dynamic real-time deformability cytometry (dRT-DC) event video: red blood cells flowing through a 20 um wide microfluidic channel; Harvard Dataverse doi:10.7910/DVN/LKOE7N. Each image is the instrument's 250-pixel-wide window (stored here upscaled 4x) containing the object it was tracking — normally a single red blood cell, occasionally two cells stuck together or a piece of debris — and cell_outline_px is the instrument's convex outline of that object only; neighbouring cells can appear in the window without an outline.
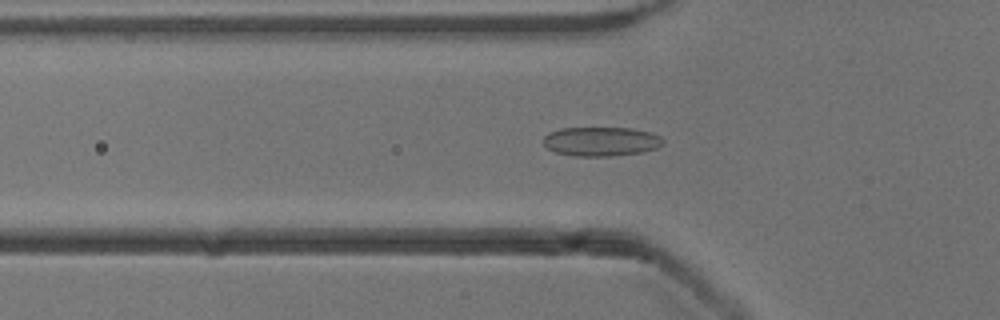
{"species": "common noctule bat (a hibernating species)", "species_latin": "Nyctalus noctula", "temperature_condition": "cold", "stored_images_in_passage": 53, "camera_frame_rate_fps": 3000, "um_per_image_px": 0.085, "animal": {"sex": "male", "body_mass_g": 13.3}, "frame": {"image": 1, "passage_image": 18, "time_ms": 5.667, "image_size_px": [1000, 320], "cell_outline_px": [[664, 144], [656, 148], [640, 152], [612, 156], [572, 156], [556, 152], [548, 148], [544, 144], [544, 136], [548, 132], [560, 128], [632, 128], [652, 132], [660, 136], [664, 140]], "centroid_in_image_um": [51.1, 12.02], "position_along_channel_um": 74.7, "area_um2": 20.46}}
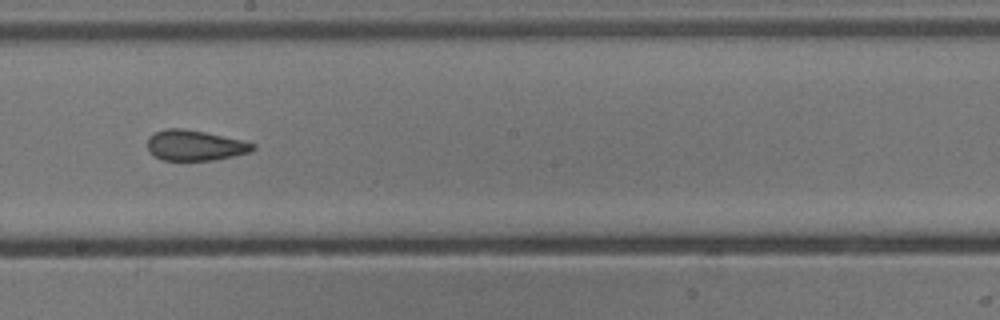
{"frame": {"image": 2, "passage_image": 30, "time_ms": 9.667, "image_size_px": [1000, 320], "cell_outline_px": [[256, 148], [252, 152], [212, 160], [164, 160], [148, 152], [148, 136], [164, 128], [184, 128], [204, 132], [240, 140], [256, 144]], "centroid_in_image_um": [16.56, 12.35], "position_along_channel_um": 231.6, "area_um2": 18.61}}
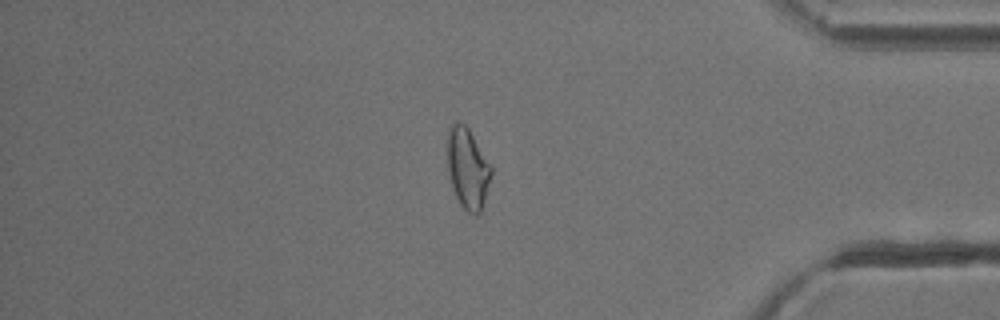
{"frame": {"image": 3, "passage_image": 45, "time_ms": 14.667, "image_size_px": [1000, 320], "cell_outline_px": [[492, 172], [480, 212], [476, 216], [472, 216], [460, 204], [456, 196], [448, 172], [448, 132], [452, 124], [464, 124], [468, 128], [492, 164]], "centroid_in_image_um": [39.77, 14.33], "position_along_channel_um": 395.4, "area_um2": 20.29}, "authors_computed_cell_mechanics": {"area_um2": 20.4612, "velocity_mm_per_s": 3.8978, "shape_relaxation_time_tau1_ms": null, "shape_relaxation_time_tau2_ms": 2.1373, "deformation_change_tau1": null, "deformation_change_tau2": 0.0838}}